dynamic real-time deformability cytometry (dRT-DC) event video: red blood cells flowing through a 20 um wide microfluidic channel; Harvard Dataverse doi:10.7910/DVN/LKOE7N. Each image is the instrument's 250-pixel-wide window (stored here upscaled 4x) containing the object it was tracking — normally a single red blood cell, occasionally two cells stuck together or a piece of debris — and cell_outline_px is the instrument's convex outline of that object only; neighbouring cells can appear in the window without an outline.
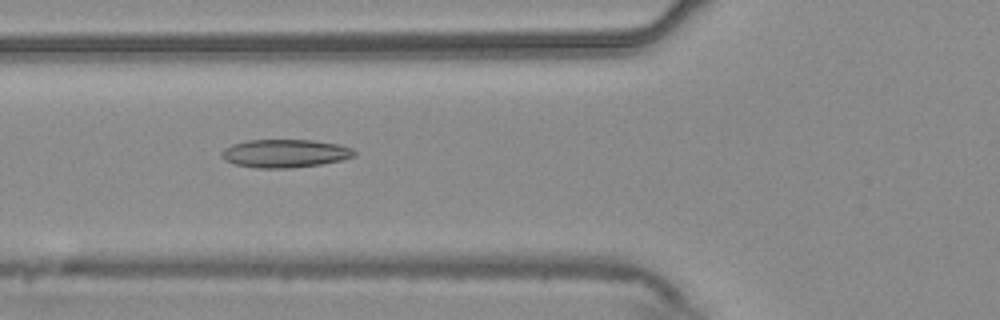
{"species": "common noctule bat (a hibernating species)", "species_latin": "Nyctalus noctula", "temperature_condition": "warm", "stored_images_in_passage": 55, "camera_frame_rate_fps": 3000, "um_per_image_px": 0.085, "animal": {"sex": "male", "body_mass_g": 20.4}, "frame": {"image": 1, "passage_image": 21, "time_ms": 6.667, "image_size_px": [1000, 320], "cell_outline_px": [[356, 156], [340, 160], [320, 164], [292, 168], [256, 168], [236, 164], [224, 160], [220, 156], [220, 152], [224, 148], [232, 144], [248, 140], [312, 140], [340, 144], [352, 148], [356, 152]], "centroid_in_image_um": [24.21, 13.04], "position_along_channel_um": 101.6, "area_um2": 21.91}}
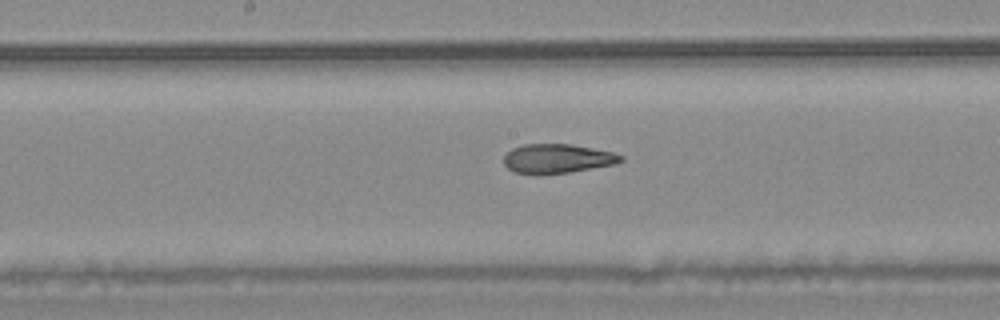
{"frame": {"image": 2, "passage_image": 29, "time_ms": 9.333, "image_size_px": [1000, 320], "cell_outline_px": [[624, 160], [616, 164], [568, 172], [540, 176], [532, 176], [516, 172], [508, 168], [504, 164], [504, 156], [512, 148], [524, 144], [572, 144], [612, 152], [624, 156]], "centroid_in_image_um": [47.35, 13.5], "position_along_channel_um": 200.8, "area_um2": 20.23}}
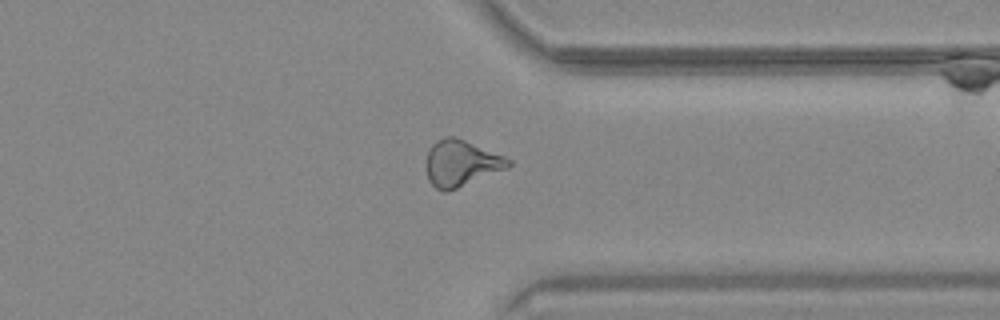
{"frame": {"image": 3, "passage_image": 43, "time_ms": 14.0, "image_size_px": [1000, 320], "cell_outline_px": [[512, 164], [508, 168], [448, 192], [444, 192], [436, 188], [428, 180], [424, 164], [428, 148], [436, 140], [444, 136], [452, 136], [464, 140], [504, 156], [512, 160]], "centroid_in_image_um": [39.15, 13.88], "position_along_channel_um": 372.3, "area_um2": 22.43}, "authors_computed_cell_mechanics": {"area_um2": 21.9062, "velocity_mm_per_s": 3.7089, "shape_relaxation_time_tau1_ms": null, "shape_relaxation_time_tau2_ms": 2.4708, "deformation_change_tau1": null, "deformation_change_tau2": 0.1028}}